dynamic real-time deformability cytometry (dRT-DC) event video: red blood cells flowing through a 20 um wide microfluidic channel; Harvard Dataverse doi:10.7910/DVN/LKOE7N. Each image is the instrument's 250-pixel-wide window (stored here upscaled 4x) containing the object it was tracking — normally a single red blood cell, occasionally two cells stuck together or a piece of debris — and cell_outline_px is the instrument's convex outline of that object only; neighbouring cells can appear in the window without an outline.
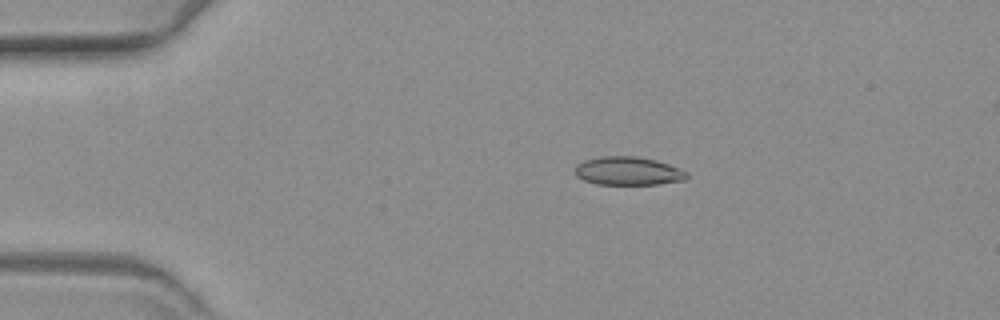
{"species": "common noctule bat (a hibernating species)", "species_latin": "Nyctalus noctula", "temperature_condition": "warm", "stored_images_in_passage": 59, "camera_frame_rate_fps": 3000, "um_per_image_px": 0.085, "animal": {"sex": "female", "body_mass_g": 19.3, "forearm_length_mm": 54.1}, "frame": {"image": 1, "passage_image": 11, "time_ms": 3.333, "image_size_px": [1000, 320], "cell_outline_px": [[688, 176], [684, 180], [656, 184], [596, 184], [584, 180], [576, 176], [576, 164], [584, 160], [600, 156], [636, 156], [656, 160], [680, 168], [688, 172]], "centroid_in_image_um": [53.39, 14.53], "position_along_channel_um": 31.6, "area_um2": 18.5}}
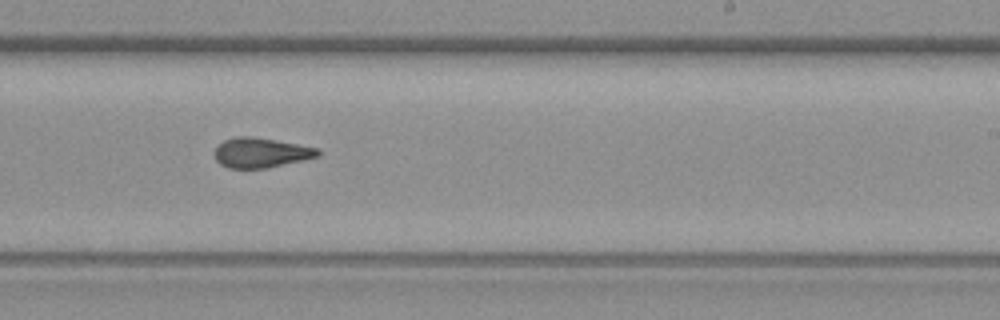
{"frame": {"image": 2, "passage_image": 36, "time_ms": 11.667, "image_size_px": [1000, 320], "cell_outline_px": [[320, 156], [304, 160], [268, 168], [228, 168], [220, 164], [216, 160], [212, 152], [224, 140], [236, 136], [252, 136], [276, 140], [316, 148], [320, 152]], "centroid_in_image_um": [22.14, 12.98], "position_along_channel_um": 266.9, "area_um2": 18.03}}
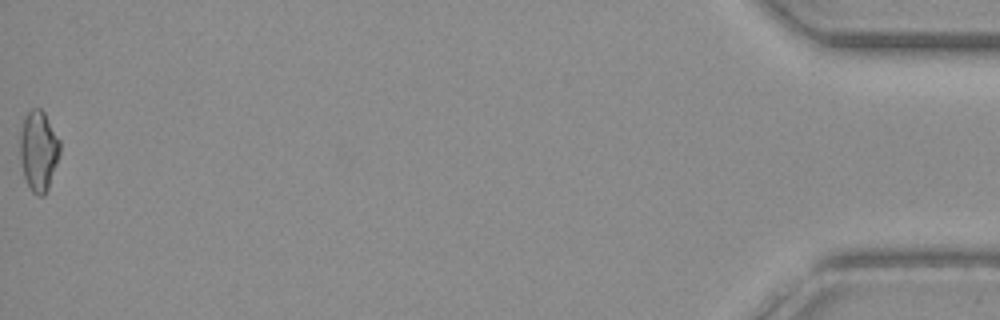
{"frame": {"image": 3, "passage_image": 59, "time_ms": 19.333, "image_size_px": [1000, 320], "cell_outline_px": [[60, 152], [48, 188], [44, 196], [36, 196], [32, 192], [24, 176], [20, 160], [20, 132], [24, 116], [32, 108], [40, 108], [44, 112], [60, 140]], "centroid_in_image_um": [3.27, 12.81], "position_along_channel_um": 431.9, "area_um2": 18.67}}